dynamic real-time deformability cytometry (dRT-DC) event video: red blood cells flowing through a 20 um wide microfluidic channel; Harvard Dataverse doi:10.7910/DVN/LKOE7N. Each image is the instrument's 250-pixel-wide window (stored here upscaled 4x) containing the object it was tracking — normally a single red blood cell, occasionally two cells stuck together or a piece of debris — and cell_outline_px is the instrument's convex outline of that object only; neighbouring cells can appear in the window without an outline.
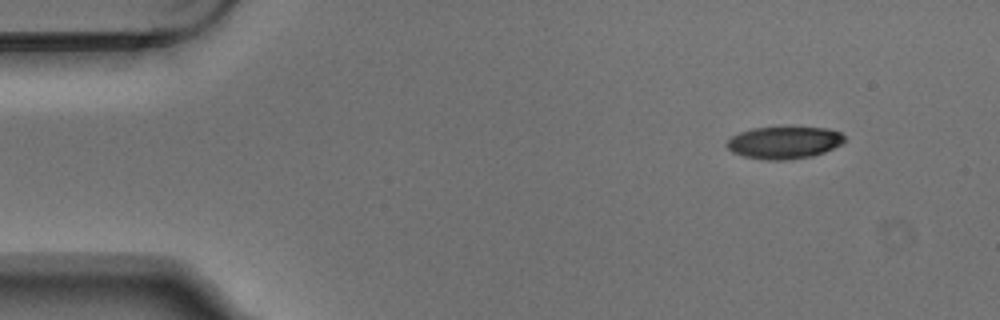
{"species": "Egyptian fruit bat (a non-hibernating species)", "species_latin": "Rousettus aegyptiacus", "temperature_condition": "warm", "stored_images_in_passage": 3, "camera_frame_rate_fps": 3000, "um_per_image_px": 0.085, "animal": {"sex": "male"}, "frame": {"image": 1, "passage_image": 1, "time_ms": 0.0, "image_size_px": [1000, 320], "cell_outline_px": [[844, 140], [840, 144], [824, 152], [812, 156], [788, 160], [764, 160], [744, 156], [732, 152], [724, 144], [732, 136], [740, 132], [752, 128], [828, 128], [840, 132], [844, 136]], "centroid_in_image_um": [66.62, 12.13], "position_along_channel_um": 18.4, "area_um2": 21.91}}
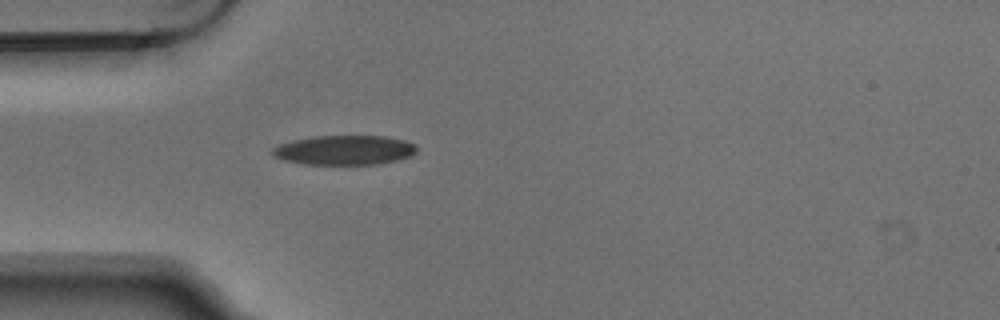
{"frame": {"image": 2, "passage_image": 3, "time_ms": 0.667, "image_size_px": [1000, 320], "cell_outline_px": [[416, 152], [412, 156], [380, 164], [304, 164], [284, 160], [276, 156], [272, 152], [272, 148], [280, 144], [292, 140], [312, 136], [384, 136], [404, 140], [416, 144]], "centroid_in_image_um": [29.3, 12.75], "position_along_channel_um": 55.7, "area_um2": 24.8}}